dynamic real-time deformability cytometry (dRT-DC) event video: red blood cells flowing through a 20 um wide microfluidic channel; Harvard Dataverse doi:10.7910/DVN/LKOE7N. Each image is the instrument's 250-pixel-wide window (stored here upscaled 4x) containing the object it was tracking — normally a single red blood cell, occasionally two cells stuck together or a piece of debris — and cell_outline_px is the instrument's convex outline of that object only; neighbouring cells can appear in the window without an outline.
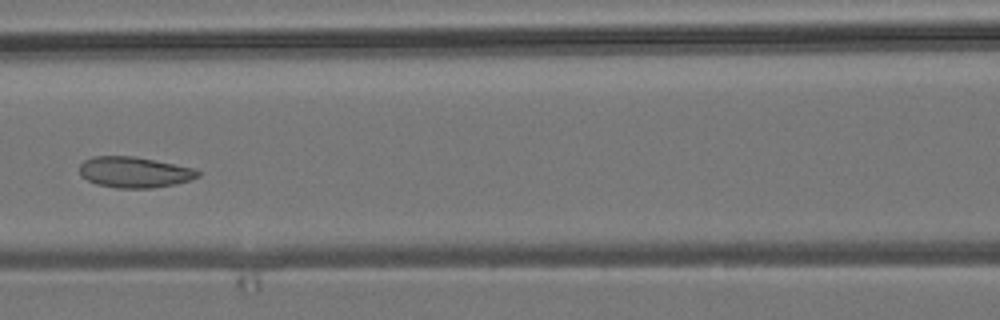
{"species": "common noctule bat (a hibernating species)", "species_latin": "Nyctalus noctula", "temperature_condition": "room temperature", "stored_images_in_passage": 5, "camera_frame_rate_fps": 3000, "um_per_image_px": 0.085, "animal": {"sex": "male", "body_mass_g": 19.2, "forearm_length_mm": 51.8}, "frame": {"image": 1, "passage_image": 5, "time_ms": 5.0, "image_size_px": [1000, 320], "cell_outline_px": [[200, 176], [176, 184], [152, 188], [116, 188], [96, 184], [88, 180], [80, 172], [80, 164], [84, 160], [92, 156], [132, 156], [196, 168], [200, 172]], "centroid_in_image_um": [11.44, 14.64], "position_along_channel_um": 155.2, "area_um2": 21.21}}